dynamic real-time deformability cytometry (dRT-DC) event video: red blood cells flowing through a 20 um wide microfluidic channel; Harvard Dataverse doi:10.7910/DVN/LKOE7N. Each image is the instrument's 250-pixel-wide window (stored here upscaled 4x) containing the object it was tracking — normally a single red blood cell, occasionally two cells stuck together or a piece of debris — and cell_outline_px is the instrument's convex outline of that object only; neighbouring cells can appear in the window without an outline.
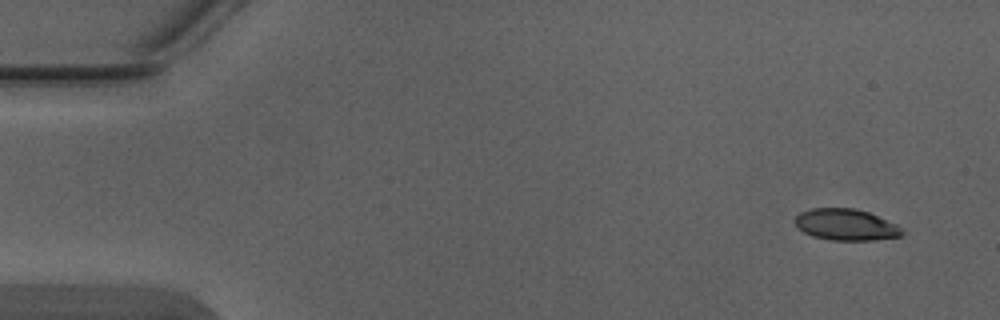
{"species": "Egyptian fruit bat (a non-hibernating species)", "species_latin": "Rousettus aegyptiacus", "temperature_condition": "warm", "stored_images_in_passage": 4, "segment_of_instrument_passage": [1, 2], "camera_frame_rate_fps": 3000, "um_per_image_px": 0.085, "animal": {"sex": "male"}, "frame": {"image": 1, "passage_image": 1, "time_ms": 0.0, "image_size_px": [1000, 320], "cell_outline_px": [[904, 236], [872, 240], [832, 240], [812, 236], [796, 228], [796, 216], [800, 212], [812, 208], [856, 208], [868, 212], [896, 224], [904, 232]], "centroid_in_image_um": [71.9, 19.1], "position_along_channel_um": 13.1, "area_um2": 19.59}}